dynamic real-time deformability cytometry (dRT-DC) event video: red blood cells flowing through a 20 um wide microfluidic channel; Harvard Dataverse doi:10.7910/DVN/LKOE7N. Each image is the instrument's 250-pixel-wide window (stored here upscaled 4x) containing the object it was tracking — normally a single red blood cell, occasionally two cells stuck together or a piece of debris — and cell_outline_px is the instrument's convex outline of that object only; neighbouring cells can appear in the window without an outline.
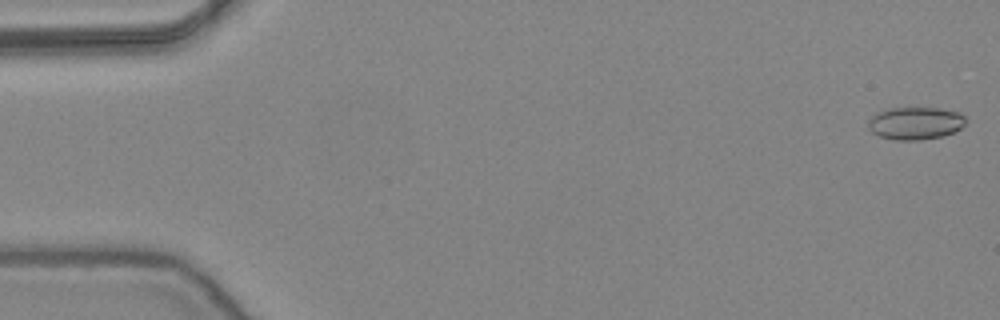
{"species": "common noctule bat (a hibernating species)", "species_latin": "Nyctalus noctula", "temperature_condition": "warm", "stored_images_in_passage": 53, "camera_frame_rate_fps": 3000, "um_per_image_px": 0.085, "animal": {"sex": "female", "body_mass_g": 24.6, "forearm_length_mm": 56.2}, "frame": {"image": 1, "passage_image": 1, "time_ms": 0.0, "image_size_px": [1000, 320], "cell_outline_px": [[964, 124], [960, 128], [944, 136], [920, 140], [896, 140], [880, 136], [872, 132], [868, 128], [868, 120], [876, 112], [888, 108], [940, 108], [960, 112], [964, 116]], "centroid_in_image_um": [77.78, 10.47], "position_along_channel_um": 7.2, "area_um2": 18.55}}
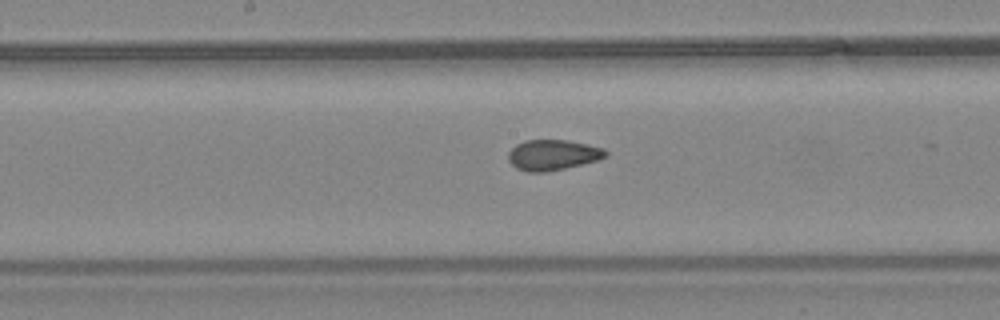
{"frame": {"image": 2, "passage_image": 27, "time_ms": 8.667, "image_size_px": [1000, 320], "cell_outline_px": [[608, 156], [596, 160], [548, 172], [528, 172], [516, 168], [508, 160], [508, 152], [516, 144], [524, 140], [564, 140], [604, 148], [608, 152]], "centroid_in_image_um": [46.95, 13.17], "position_along_channel_um": 201.2, "area_um2": 17.17}}
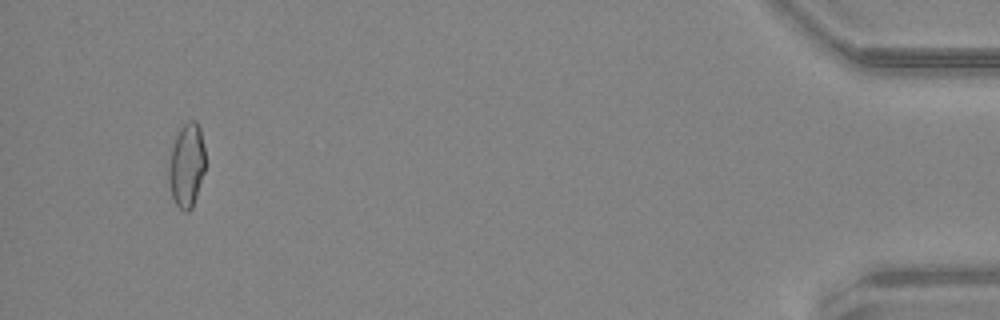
{"frame": {"image": 3, "passage_image": 50, "time_ms": 16.333, "image_size_px": [1000, 320], "cell_outline_px": [[204, 172], [192, 208], [188, 212], [184, 212], [176, 204], [172, 196], [168, 180], [168, 164], [172, 144], [180, 128], [188, 120], [196, 120], [200, 128], [204, 148]], "centroid_in_image_um": [15.85, 14.04], "position_along_channel_um": 419.4, "area_um2": 17.92}, "authors_computed_cell_mechanics": {"area_um2": 17.7446, "velocity_mm_per_s": 3.9003, "shape_relaxation_time_tau1_ms": null, "shape_relaxation_time_tau2_ms": 1.5833, "deformation_change_tau1": null, "deformation_change_tau2": 0.057}}